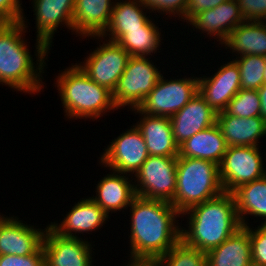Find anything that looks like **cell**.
I'll return each instance as SVG.
<instances>
[{
  "mask_svg": "<svg viewBox=\"0 0 266 266\" xmlns=\"http://www.w3.org/2000/svg\"><path fill=\"white\" fill-rule=\"evenodd\" d=\"M130 209V260L154 265L180 239V213L170 202L136 196Z\"/></svg>",
  "mask_w": 266,
  "mask_h": 266,
  "instance_id": "1",
  "label": "cell"
},
{
  "mask_svg": "<svg viewBox=\"0 0 266 266\" xmlns=\"http://www.w3.org/2000/svg\"><path fill=\"white\" fill-rule=\"evenodd\" d=\"M25 20L23 17L19 22H0V84L18 92L35 94L43 89L42 74L51 49L36 39L37 60L36 64L33 62L23 37L28 28Z\"/></svg>",
  "mask_w": 266,
  "mask_h": 266,
  "instance_id": "2",
  "label": "cell"
},
{
  "mask_svg": "<svg viewBox=\"0 0 266 266\" xmlns=\"http://www.w3.org/2000/svg\"><path fill=\"white\" fill-rule=\"evenodd\" d=\"M188 215L187 230L181 239L189 246L207 253L242 228L233 193L221 195L196 205L182 214Z\"/></svg>",
  "mask_w": 266,
  "mask_h": 266,
  "instance_id": "3",
  "label": "cell"
},
{
  "mask_svg": "<svg viewBox=\"0 0 266 266\" xmlns=\"http://www.w3.org/2000/svg\"><path fill=\"white\" fill-rule=\"evenodd\" d=\"M56 78L55 84L67 118L96 120L118 109L112 91L91 80L77 64L65 68Z\"/></svg>",
  "mask_w": 266,
  "mask_h": 266,
  "instance_id": "4",
  "label": "cell"
},
{
  "mask_svg": "<svg viewBox=\"0 0 266 266\" xmlns=\"http://www.w3.org/2000/svg\"><path fill=\"white\" fill-rule=\"evenodd\" d=\"M176 178V191L170 203L181 215L224 192L219 165L212 161L177 157Z\"/></svg>",
  "mask_w": 266,
  "mask_h": 266,
  "instance_id": "5",
  "label": "cell"
},
{
  "mask_svg": "<svg viewBox=\"0 0 266 266\" xmlns=\"http://www.w3.org/2000/svg\"><path fill=\"white\" fill-rule=\"evenodd\" d=\"M150 57L130 56L126 68L118 79L112 92L118 109L128 106L138 108L145 97L153 90L161 77V70L156 68Z\"/></svg>",
  "mask_w": 266,
  "mask_h": 266,
  "instance_id": "6",
  "label": "cell"
},
{
  "mask_svg": "<svg viewBox=\"0 0 266 266\" xmlns=\"http://www.w3.org/2000/svg\"><path fill=\"white\" fill-rule=\"evenodd\" d=\"M163 74L153 90L138 106L141 113L171 117L180 111L198 92V77L164 79Z\"/></svg>",
  "mask_w": 266,
  "mask_h": 266,
  "instance_id": "7",
  "label": "cell"
},
{
  "mask_svg": "<svg viewBox=\"0 0 266 266\" xmlns=\"http://www.w3.org/2000/svg\"><path fill=\"white\" fill-rule=\"evenodd\" d=\"M176 167L177 157L149 155L134 175L136 196L171 202L176 191Z\"/></svg>",
  "mask_w": 266,
  "mask_h": 266,
  "instance_id": "8",
  "label": "cell"
},
{
  "mask_svg": "<svg viewBox=\"0 0 266 266\" xmlns=\"http://www.w3.org/2000/svg\"><path fill=\"white\" fill-rule=\"evenodd\" d=\"M259 147L229 146L227 148L219 165V178L224 192L232 193L239 186L266 175V167Z\"/></svg>",
  "mask_w": 266,
  "mask_h": 266,
  "instance_id": "9",
  "label": "cell"
},
{
  "mask_svg": "<svg viewBox=\"0 0 266 266\" xmlns=\"http://www.w3.org/2000/svg\"><path fill=\"white\" fill-rule=\"evenodd\" d=\"M131 127L126 129V132L120 133L110 142L111 144L107 145V148H104L105 152L100 155V164L108 167L110 171L133 177L149 154L141 132L135 125Z\"/></svg>",
  "mask_w": 266,
  "mask_h": 266,
  "instance_id": "10",
  "label": "cell"
},
{
  "mask_svg": "<svg viewBox=\"0 0 266 266\" xmlns=\"http://www.w3.org/2000/svg\"><path fill=\"white\" fill-rule=\"evenodd\" d=\"M88 55L76 64L91 80L113 92L126 68L129 53L117 42L106 39Z\"/></svg>",
  "mask_w": 266,
  "mask_h": 266,
  "instance_id": "11",
  "label": "cell"
},
{
  "mask_svg": "<svg viewBox=\"0 0 266 266\" xmlns=\"http://www.w3.org/2000/svg\"><path fill=\"white\" fill-rule=\"evenodd\" d=\"M92 243L80 237H64L46 226L42 249L45 266H94Z\"/></svg>",
  "mask_w": 266,
  "mask_h": 266,
  "instance_id": "12",
  "label": "cell"
},
{
  "mask_svg": "<svg viewBox=\"0 0 266 266\" xmlns=\"http://www.w3.org/2000/svg\"><path fill=\"white\" fill-rule=\"evenodd\" d=\"M18 219L0 214V255L26 256L42 246L46 228L37 229Z\"/></svg>",
  "mask_w": 266,
  "mask_h": 266,
  "instance_id": "13",
  "label": "cell"
},
{
  "mask_svg": "<svg viewBox=\"0 0 266 266\" xmlns=\"http://www.w3.org/2000/svg\"><path fill=\"white\" fill-rule=\"evenodd\" d=\"M240 78L239 66L231 60L221 65L210 77H199V93L214 111L222 112L240 91Z\"/></svg>",
  "mask_w": 266,
  "mask_h": 266,
  "instance_id": "14",
  "label": "cell"
},
{
  "mask_svg": "<svg viewBox=\"0 0 266 266\" xmlns=\"http://www.w3.org/2000/svg\"><path fill=\"white\" fill-rule=\"evenodd\" d=\"M216 122L217 112L208 105L199 92L180 111L170 117L173 137L178 146Z\"/></svg>",
  "mask_w": 266,
  "mask_h": 266,
  "instance_id": "15",
  "label": "cell"
},
{
  "mask_svg": "<svg viewBox=\"0 0 266 266\" xmlns=\"http://www.w3.org/2000/svg\"><path fill=\"white\" fill-rule=\"evenodd\" d=\"M32 3L36 20V39L49 49L59 26L66 25L72 32L75 0H32Z\"/></svg>",
  "mask_w": 266,
  "mask_h": 266,
  "instance_id": "16",
  "label": "cell"
},
{
  "mask_svg": "<svg viewBox=\"0 0 266 266\" xmlns=\"http://www.w3.org/2000/svg\"><path fill=\"white\" fill-rule=\"evenodd\" d=\"M244 21L237 0H227L215 8L198 13L188 22V25L194 26V31L198 29L203 34L207 33L209 37L215 36L216 40L218 39L217 42L219 41L222 45L229 33Z\"/></svg>",
  "mask_w": 266,
  "mask_h": 266,
  "instance_id": "17",
  "label": "cell"
},
{
  "mask_svg": "<svg viewBox=\"0 0 266 266\" xmlns=\"http://www.w3.org/2000/svg\"><path fill=\"white\" fill-rule=\"evenodd\" d=\"M67 213L59 224L56 222L48 224L56 233L64 237L77 238V233L79 235L98 230L110 218L90 197L82 198Z\"/></svg>",
  "mask_w": 266,
  "mask_h": 266,
  "instance_id": "18",
  "label": "cell"
},
{
  "mask_svg": "<svg viewBox=\"0 0 266 266\" xmlns=\"http://www.w3.org/2000/svg\"><path fill=\"white\" fill-rule=\"evenodd\" d=\"M139 113L140 121L135 126L141 132L149 155L178 157L179 146L176 144L171 128L170 118L141 113L137 108L132 109Z\"/></svg>",
  "mask_w": 266,
  "mask_h": 266,
  "instance_id": "19",
  "label": "cell"
},
{
  "mask_svg": "<svg viewBox=\"0 0 266 266\" xmlns=\"http://www.w3.org/2000/svg\"><path fill=\"white\" fill-rule=\"evenodd\" d=\"M109 173L96 184V196L90 197L108 216L110 211L115 213L128 209L136 197L134 182L129 178L130 175H122L115 171Z\"/></svg>",
  "mask_w": 266,
  "mask_h": 266,
  "instance_id": "20",
  "label": "cell"
},
{
  "mask_svg": "<svg viewBox=\"0 0 266 266\" xmlns=\"http://www.w3.org/2000/svg\"><path fill=\"white\" fill-rule=\"evenodd\" d=\"M113 0H75L72 32L83 38L100 36L109 24Z\"/></svg>",
  "mask_w": 266,
  "mask_h": 266,
  "instance_id": "21",
  "label": "cell"
},
{
  "mask_svg": "<svg viewBox=\"0 0 266 266\" xmlns=\"http://www.w3.org/2000/svg\"><path fill=\"white\" fill-rule=\"evenodd\" d=\"M145 9H147L146 11L149 10L141 0H119V2L115 0L110 21L105 31L100 36L89 37L98 40L100 38L102 42V39L108 36V40L117 42L129 30L141 29L150 20V16L144 12Z\"/></svg>",
  "mask_w": 266,
  "mask_h": 266,
  "instance_id": "22",
  "label": "cell"
},
{
  "mask_svg": "<svg viewBox=\"0 0 266 266\" xmlns=\"http://www.w3.org/2000/svg\"><path fill=\"white\" fill-rule=\"evenodd\" d=\"M227 146H259V139L266 136V120L261 117L241 118L217 113L216 122Z\"/></svg>",
  "mask_w": 266,
  "mask_h": 266,
  "instance_id": "23",
  "label": "cell"
},
{
  "mask_svg": "<svg viewBox=\"0 0 266 266\" xmlns=\"http://www.w3.org/2000/svg\"><path fill=\"white\" fill-rule=\"evenodd\" d=\"M249 226L240 228L222 244L206 253V266H251Z\"/></svg>",
  "mask_w": 266,
  "mask_h": 266,
  "instance_id": "24",
  "label": "cell"
},
{
  "mask_svg": "<svg viewBox=\"0 0 266 266\" xmlns=\"http://www.w3.org/2000/svg\"><path fill=\"white\" fill-rule=\"evenodd\" d=\"M227 148L222 131L215 123L182 143L178 157L199 158L220 165Z\"/></svg>",
  "mask_w": 266,
  "mask_h": 266,
  "instance_id": "25",
  "label": "cell"
},
{
  "mask_svg": "<svg viewBox=\"0 0 266 266\" xmlns=\"http://www.w3.org/2000/svg\"><path fill=\"white\" fill-rule=\"evenodd\" d=\"M237 56L257 55L266 57V23L244 21L229 33L222 44Z\"/></svg>",
  "mask_w": 266,
  "mask_h": 266,
  "instance_id": "26",
  "label": "cell"
},
{
  "mask_svg": "<svg viewBox=\"0 0 266 266\" xmlns=\"http://www.w3.org/2000/svg\"><path fill=\"white\" fill-rule=\"evenodd\" d=\"M232 193L242 227L248 226V215L266 221V175L239 186Z\"/></svg>",
  "mask_w": 266,
  "mask_h": 266,
  "instance_id": "27",
  "label": "cell"
},
{
  "mask_svg": "<svg viewBox=\"0 0 266 266\" xmlns=\"http://www.w3.org/2000/svg\"><path fill=\"white\" fill-rule=\"evenodd\" d=\"M152 18L141 28L129 30L117 43L122 46L130 56L148 57L159 50L161 33ZM154 52V53H153ZM153 53V54H151Z\"/></svg>",
  "mask_w": 266,
  "mask_h": 266,
  "instance_id": "28",
  "label": "cell"
},
{
  "mask_svg": "<svg viewBox=\"0 0 266 266\" xmlns=\"http://www.w3.org/2000/svg\"><path fill=\"white\" fill-rule=\"evenodd\" d=\"M154 266H206V253L180 239Z\"/></svg>",
  "mask_w": 266,
  "mask_h": 266,
  "instance_id": "29",
  "label": "cell"
},
{
  "mask_svg": "<svg viewBox=\"0 0 266 266\" xmlns=\"http://www.w3.org/2000/svg\"><path fill=\"white\" fill-rule=\"evenodd\" d=\"M232 60L237 63L240 69L241 89L258 90L264 85L266 57L245 55Z\"/></svg>",
  "mask_w": 266,
  "mask_h": 266,
  "instance_id": "30",
  "label": "cell"
},
{
  "mask_svg": "<svg viewBox=\"0 0 266 266\" xmlns=\"http://www.w3.org/2000/svg\"><path fill=\"white\" fill-rule=\"evenodd\" d=\"M261 102L257 90L240 89L224 110L228 115L251 118L260 117Z\"/></svg>",
  "mask_w": 266,
  "mask_h": 266,
  "instance_id": "31",
  "label": "cell"
},
{
  "mask_svg": "<svg viewBox=\"0 0 266 266\" xmlns=\"http://www.w3.org/2000/svg\"><path fill=\"white\" fill-rule=\"evenodd\" d=\"M256 228L249 227L252 265L266 266V230L261 225Z\"/></svg>",
  "mask_w": 266,
  "mask_h": 266,
  "instance_id": "32",
  "label": "cell"
},
{
  "mask_svg": "<svg viewBox=\"0 0 266 266\" xmlns=\"http://www.w3.org/2000/svg\"><path fill=\"white\" fill-rule=\"evenodd\" d=\"M143 4L149 9L150 13L156 11L167 16H175L182 18L186 7L187 0H141ZM177 15V16H176Z\"/></svg>",
  "mask_w": 266,
  "mask_h": 266,
  "instance_id": "33",
  "label": "cell"
},
{
  "mask_svg": "<svg viewBox=\"0 0 266 266\" xmlns=\"http://www.w3.org/2000/svg\"><path fill=\"white\" fill-rule=\"evenodd\" d=\"M245 21H266V0H237Z\"/></svg>",
  "mask_w": 266,
  "mask_h": 266,
  "instance_id": "34",
  "label": "cell"
},
{
  "mask_svg": "<svg viewBox=\"0 0 266 266\" xmlns=\"http://www.w3.org/2000/svg\"><path fill=\"white\" fill-rule=\"evenodd\" d=\"M0 266H45L42 246L34 254L26 256L0 255Z\"/></svg>",
  "mask_w": 266,
  "mask_h": 266,
  "instance_id": "35",
  "label": "cell"
},
{
  "mask_svg": "<svg viewBox=\"0 0 266 266\" xmlns=\"http://www.w3.org/2000/svg\"><path fill=\"white\" fill-rule=\"evenodd\" d=\"M21 0H0V22H19L25 16Z\"/></svg>",
  "mask_w": 266,
  "mask_h": 266,
  "instance_id": "36",
  "label": "cell"
},
{
  "mask_svg": "<svg viewBox=\"0 0 266 266\" xmlns=\"http://www.w3.org/2000/svg\"><path fill=\"white\" fill-rule=\"evenodd\" d=\"M225 1L227 0H187V7L181 19L188 23L198 13L215 8Z\"/></svg>",
  "mask_w": 266,
  "mask_h": 266,
  "instance_id": "37",
  "label": "cell"
},
{
  "mask_svg": "<svg viewBox=\"0 0 266 266\" xmlns=\"http://www.w3.org/2000/svg\"><path fill=\"white\" fill-rule=\"evenodd\" d=\"M257 92L261 102L260 117L266 120V84L260 87Z\"/></svg>",
  "mask_w": 266,
  "mask_h": 266,
  "instance_id": "38",
  "label": "cell"
},
{
  "mask_svg": "<svg viewBox=\"0 0 266 266\" xmlns=\"http://www.w3.org/2000/svg\"><path fill=\"white\" fill-rule=\"evenodd\" d=\"M125 266H154V265H145V264H124Z\"/></svg>",
  "mask_w": 266,
  "mask_h": 266,
  "instance_id": "39",
  "label": "cell"
},
{
  "mask_svg": "<svg viewBox=\"0 0 266 266\" xmlns=\"http://www.w3.org/2000/svg\"><path fill=\"white\" fill-rule=\"evenodd\" d=\"M264 84H266V65H265V71H264Z\"/></svg>",
  "mask_w": 266,
  "mask_h": 266,
  "instance_id": "40",
  "label": "cell"
},
{
  "mask_svg": "<svg viewBox=\"0 0 266 266\" xmlns=\"http://www.w3.org/2000/svg\"><path fill=\"white\" fill-rule=\"evenodd\" d=\"M261 226L266 230V221L265 222H261Z\"/></svg>",
  "mask_w": 266,
  "mask_h": 266,
  "instance_id": "41",
  "label": "cell"
}]
</instances>
